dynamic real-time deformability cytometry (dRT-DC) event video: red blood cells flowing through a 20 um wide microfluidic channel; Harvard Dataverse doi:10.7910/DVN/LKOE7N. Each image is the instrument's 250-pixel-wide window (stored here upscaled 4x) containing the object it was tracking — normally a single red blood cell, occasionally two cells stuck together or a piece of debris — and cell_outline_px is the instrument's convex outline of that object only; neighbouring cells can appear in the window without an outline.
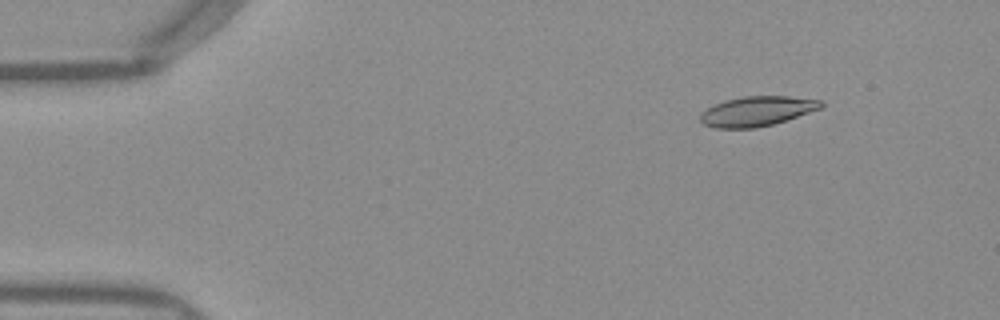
{"species": "Egyptian fruit bat (a non-hibernating species)", "species_latin": "Rousettus aegyptiacus", "temperature_condition": "warm", "stored_images_in_passage": 46, "camera_frame_rate_fps": 3000, "um_per_image_px": 0.085, "frame": {"image": 1, "passage_image": 1, "time_ms": 0.0, "image_size_px": [1000, 320], "cell_outline_px": [[824, 104], [820, 108], [772, 124], [756, 128], [712, 128], [704, 124], [700, 120], [700, 112], [724, 100], [744, 96], [788, 96], [820, 100]], "centroid_in_image_um": [64.28, 9.45], "position_along_channel_um": 20.7, "area_um2": 20.69}}
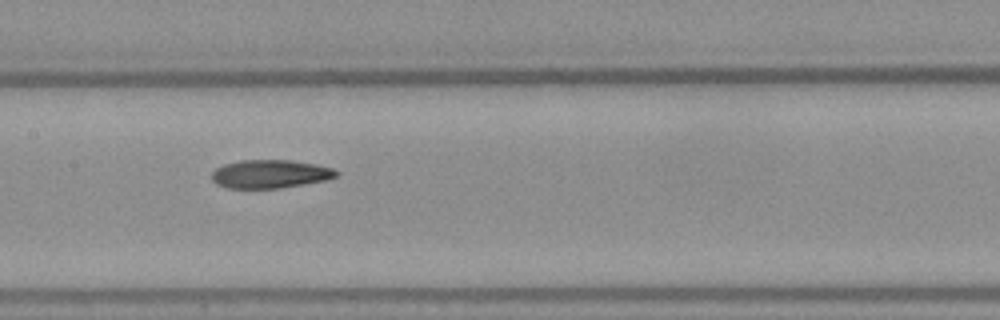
{"frame": {"image": 2, "passage_image": 20, "time_ms": 6.333, "image_size_px": [1000, 320], "cell_outline_px": [[340, 176], [328, 180], [280, 188], [228, 188], [216, 184], [212, 180], [212, 172], [216, 168], [224, 164], [240, 160], [292, 160], [316, 164], [332, 168], [340, 172]], "centroid_in_image_um": [23.0, 14.79], "position_along_channel_um": 184.4, "area_um2": 20.81}}
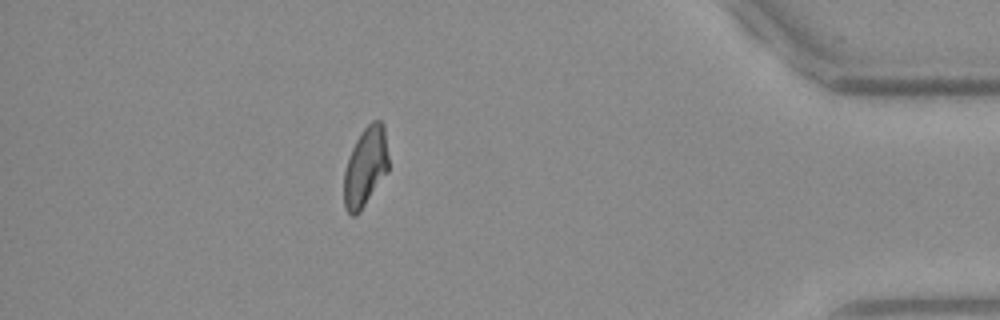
{"frame": {"image": 3, "passage_image": 40, "time_ms": 13.0, "image_size_px": [1000, 320], "cell_outline_px": [[388, 172], [360, 212], [356, 216], [352, 216], [344, 208], [344, 172], [352, 148], [360, 132], [372, 120], [380, 120], [384, 124], [388, 156]], "centroid_in_image_um": [31.07, 14.19], "position_along_channel_um": 404.1, "area_um2": 20.75}, "authors_computed_cell_mechanics": {"area_um2": 21.0681, "velocity_mm_per_s": 3.9695, "shape_relaxation_time_tau1_ms": null, "shape_relaxation_time_tau2_ms": 4.0954, "deformation_change_tau1": null, "deformation_change_tau2": 0.1183}}